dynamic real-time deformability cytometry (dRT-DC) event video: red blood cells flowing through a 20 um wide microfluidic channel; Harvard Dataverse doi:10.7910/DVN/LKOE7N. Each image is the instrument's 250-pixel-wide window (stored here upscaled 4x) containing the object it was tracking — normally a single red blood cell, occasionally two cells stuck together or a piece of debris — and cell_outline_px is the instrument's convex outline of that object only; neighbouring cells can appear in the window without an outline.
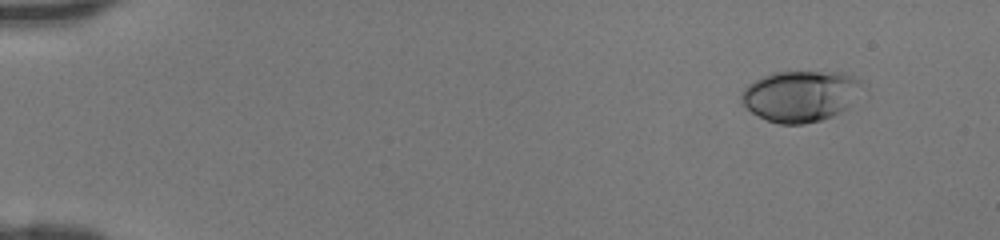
{"species": "human", "species_latin": "Homo sapiens", "temperature_condition": "room temperature", "stored_images_in_passage": 43, "camera_frame_rate_fps": 3000, "um_per_image_px": 0.085, "donor": {"sex": "female"}, "frame": {"image": 1, "passage_image": 1, "time_ms": 0.0, "image_size_px": [1000, 240], "cell_outline_px": [[860, 84], [848, 104], [840, 112], [832, 116], [820, 120], [804, 124], [780, 124], [768, 120], [752, 112], [740, 100], [740, 92], [748, 84], [772, 72], [844, 72], [860, 80]], "centroid_in_image_um": [67.95, 8.15], "position_along_channel_um": 17.0, "area_um2": 35.14}}
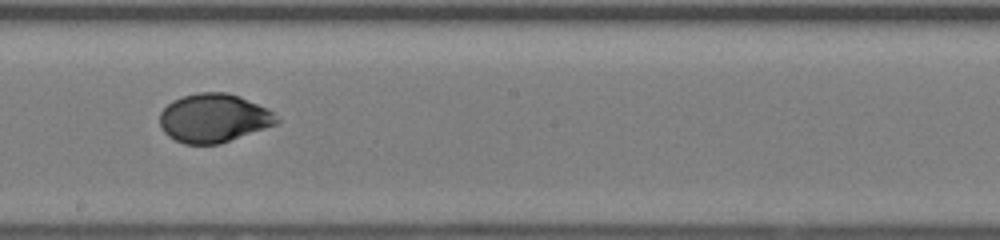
{"frame": {"image": 2, "passage_image": 24, "time_ms": 7.667, "image_size_px": [1000, 240], "cell_outline_px": [[280, 120], [276, 124], [220, 144], [184, 144], [168, 136], [164, 132], [160, 124], [160, 112], [172, 100], [196, 92], [228, 92], [240, 96], [272, 112]], "centroid_in_image_um": [18.13, 10.04], "position_along_channel_um": 230.1, "area_um2": 32.95}}
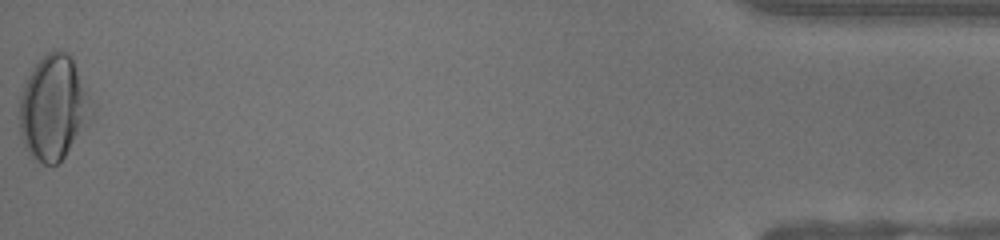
{"frame": {"image": 3, "passage_image": 43, "time_ms": 14.0, "image_size_px": [1000, 240], "cell_outline_px": [[96, 108], [92, 116], [64, 156], [56, 164], [44, 164], [28, 152], [20, 136], [20, 100], [24, 84], [28, 76], [36, 64], [48, 52], [56, 48], [60, 48], [68, 52], [72, 56], [96, 104]], "centroid_in_image_um": [4.6, 9.09], "position_along_channel_um": 430.6, "area_um2": 44.16}}